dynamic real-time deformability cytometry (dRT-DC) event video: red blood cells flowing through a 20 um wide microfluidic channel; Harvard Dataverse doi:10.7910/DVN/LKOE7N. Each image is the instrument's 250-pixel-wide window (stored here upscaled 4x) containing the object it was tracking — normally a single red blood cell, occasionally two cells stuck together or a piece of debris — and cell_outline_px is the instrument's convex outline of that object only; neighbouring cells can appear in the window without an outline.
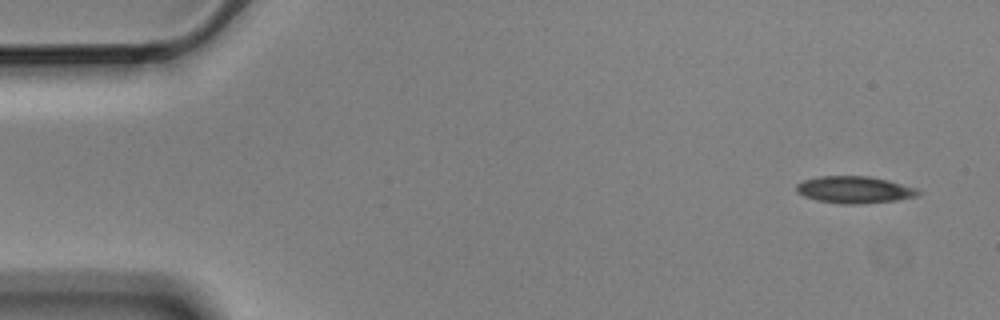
{"species": "Egyptian fruit bat (a non-hibernating species)", "species_latin": "Rousettus aegyptiacus", "temperature_condition": "cold", "stored_images_in_passage": 4, "camera_frame_rate_fps": 3000, "um_per_image_px": 0.085, "animal": {"sex": "male"}, "frame": {"image": 1, "passage_image": 1, "time_ms": 0.0, "image_size_px": [1000, 320], "cell_outline_px": [[924, 192], [916, 196], [896, 200], [864, 204], [840, 204], [816, 200], [804, 196], [796, 192], [796, 184], [804, 180], [820, 176], [868, 176], [888, 180], [916, 188]], "centroid_in_image_um": [72.62, 16.13], "position_along_channel_um": 12.4, "area_um2": 19.25}}
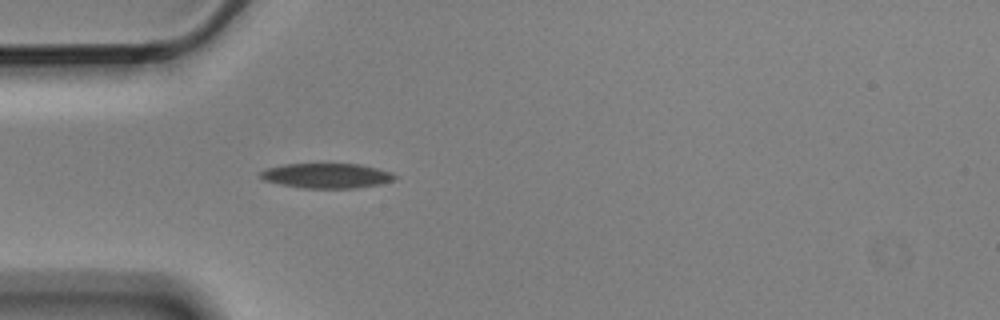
{"frame": {"image": 2, "passage_image": 4, "time_ms": 1.0, "image_size_px": [1000, 320], "cell_outline_px": [[400, 176], [392, 180], [380, 184], [356, 188], [304, 188], [280, 184], [264, 180], [256, 176], [260, 172], [268, 168], [284, 164], [360, 164], [392, 172]], "centroid_in_image_um": [27.77, 14.93], "position_along_channel_um": 57.2, "area_um2": 19.54}}